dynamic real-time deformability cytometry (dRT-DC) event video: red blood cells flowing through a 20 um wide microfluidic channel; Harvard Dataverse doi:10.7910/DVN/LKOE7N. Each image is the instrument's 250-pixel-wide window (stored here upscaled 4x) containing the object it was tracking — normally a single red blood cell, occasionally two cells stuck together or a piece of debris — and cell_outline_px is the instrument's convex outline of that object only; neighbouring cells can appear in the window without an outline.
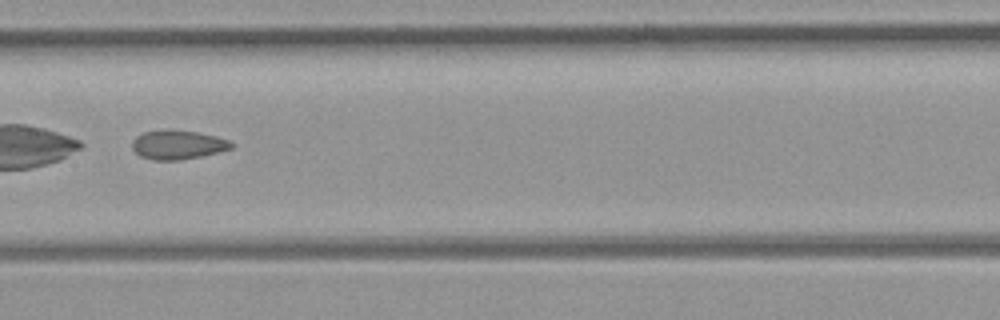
{"species": "common noctule bat (a hibernating species)", "species_latin": "Nyctalus noctula", "temperature_condition": "room temperature", "stored_images_in_passage": 5, "camera_frame_rate_fps": 3000, "um_per_image_px": 0.085, "animal": {"sex": "female", "body_mass_g": 21.9}, "frame": {"image": 1, "passage_image": 4, "time_ms": 3.667, "image_size_px": [1000, 320], "cell_outline_px": [[236, 144], [232, 148], [200, 156], [180, 160], [152, 160], [140, 156], [132, 148], [132, 140], [136, 136], [144, 132], [168, 128], [196, 132], [216, 136], [228, 140]], "centroid_in_image_um": [15.09, 12.29], "position_along_channel_um": 192.3, "area_um2": 16.94}}
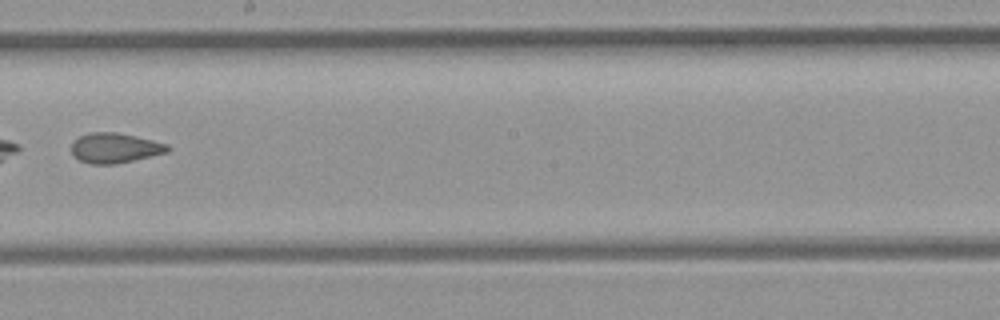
{"frame": {"image": 2, "passage_image": 5, "time_ms": 4.667, "image_size_px": [1000, 320], "cell_outline_px": [[172, 148], [168, 152], [116, 164], [92, 164], [80, 160], [72, 156], [72, 140], [80, 136], [92, 132], [116, 132], [136, 136], [168, 144]], "centroid_in_image_um": [9.76, 12.57], "position_along_channel_um": 238.4, "area_um2": 16.88}}